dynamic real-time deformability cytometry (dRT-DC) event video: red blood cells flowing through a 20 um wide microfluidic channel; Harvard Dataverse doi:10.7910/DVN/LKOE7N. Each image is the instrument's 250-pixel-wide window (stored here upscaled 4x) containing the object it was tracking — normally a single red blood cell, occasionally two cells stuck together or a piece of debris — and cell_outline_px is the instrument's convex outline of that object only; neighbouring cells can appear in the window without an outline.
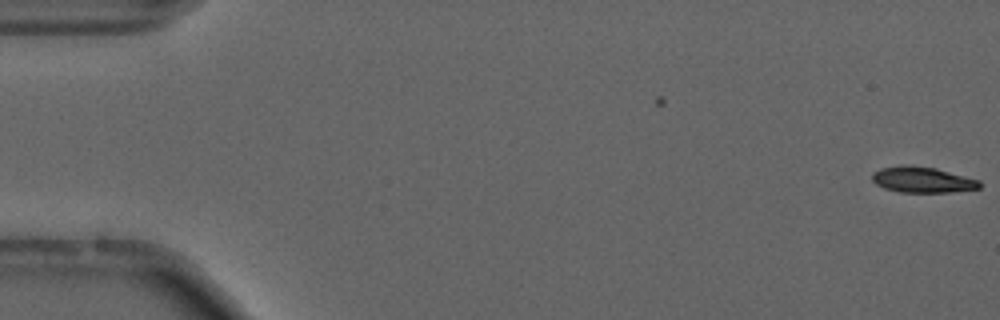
{"species": "common noctule bat (a hibernating species)", "species_latin": "Nyctalus noctula", "temperature_condition": "cold", "stored_images_in_passage": 4, "camera_frame_rate_fps": 3000, "um_per_image_px": 0.085, "animal": {"sex": "male", "forearm_length_mm": 52.5}, "frame": {"image": 1, "passage_image": 4, "time_ms": 1.0, "image_size_px": [1000, 320], "cell_outline_px": [[980, 188], [952, 192], [900, 192], [884, 188], [876, 184], [872, 180], [872, 172], [880, 168], [900, 164], [912, 164], [936, 168], [980, 180]], "centroid_in_image_um": [78.37, 15.25], "position_along_channel_um": 6.6, "area_um2": 16.42}}